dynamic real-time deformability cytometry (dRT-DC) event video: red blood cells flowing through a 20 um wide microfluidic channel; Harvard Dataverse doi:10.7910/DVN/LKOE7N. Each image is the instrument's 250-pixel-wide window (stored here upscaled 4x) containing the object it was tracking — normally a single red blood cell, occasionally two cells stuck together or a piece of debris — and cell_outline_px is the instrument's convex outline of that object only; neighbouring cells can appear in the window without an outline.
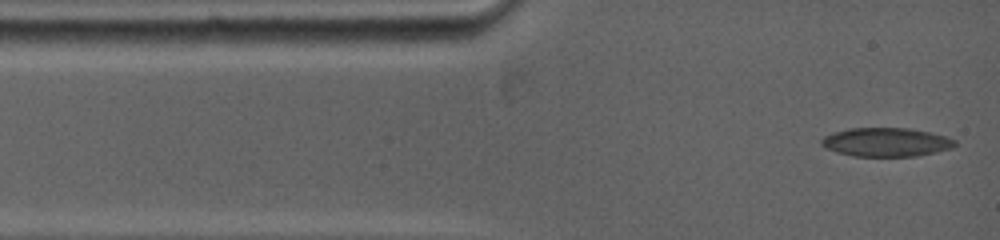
{"species": "common noctule bat (a hibernating species)", "species_latin": "Nyctalus noctula", "temperature_condition": "warm", "stored_images_in_passage": 10, "camera_frame_rate_fps": 5000, "um_per_image_px": 0.085, "animal": {"sex": "female", "body_mass_g": 19.0, "forearm_length_mm": 53.3}, "frame": {"image": 1, "passage_image": 1, "time_ms": 0.0, "image_size_px": [1000, 240], "cell_outline_px": [[956, 144], [948, 148], [932, 152], [912, 156], [856, 156], [840, 152], [828, 148], [820, 144], [820, 140], [824, 136], [836, 132], [852, 128], [908, 128], [928, 132], [944, 136], [956, 140]], "centroid_in_image_um": [75.3, 12.07], "position_along_channel_um": 9.7, "area_um2": 21.73}}
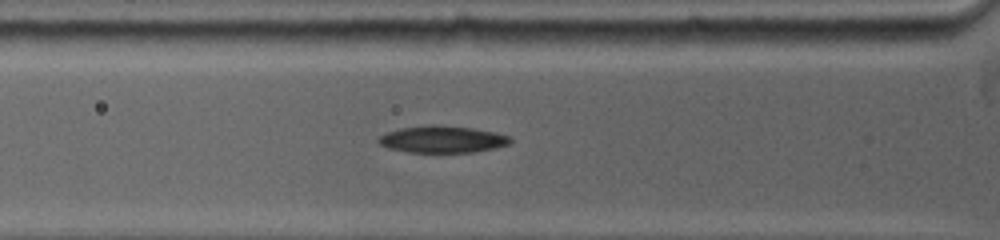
{"frame": {"image": 2, "passage_image": 6, "time_ms": 3.0, "image_size_px": [1000, 240], "cell_outline_px": [[512, 140], [508, 144], [496, 148], [472, 152], [408, 152], [388, 148], [380, 144], [376, 140], [380, 136], [388, 132], [400, 128], [432, 124], [472, 128], [496, 132], [508, 136]], "centroid_in_image_um": [37.59, 11.84], "position_along_channel_um": 88.2, "area_um2": 20.58}}
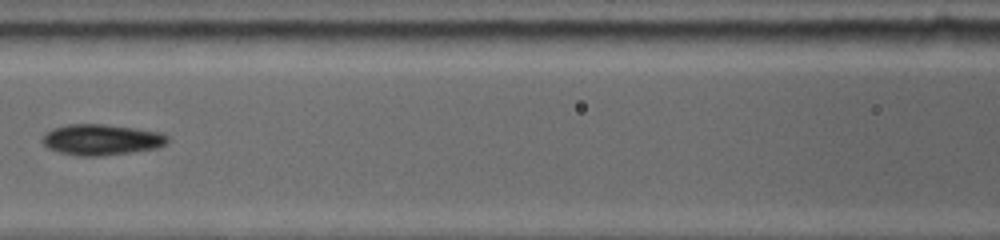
{"frame": {"image": 3, "passage_image": 9, "time_ms": 4.8, "image_size_px": [1000, 240], "cell_outline_px": [[168, 144], [156, 148], [132, 152], [104, 156], [80, 156], [60, 152], [48, 148], [40, 140], [44, 132], [52, 128], [68, 124], [104, 124], [136, 128], [160, 132], [168, 136]], "centroid_in_image_um": [8.61, 11.87], "position_along_channel_um": 158.0, "area_um2": 22.77}}